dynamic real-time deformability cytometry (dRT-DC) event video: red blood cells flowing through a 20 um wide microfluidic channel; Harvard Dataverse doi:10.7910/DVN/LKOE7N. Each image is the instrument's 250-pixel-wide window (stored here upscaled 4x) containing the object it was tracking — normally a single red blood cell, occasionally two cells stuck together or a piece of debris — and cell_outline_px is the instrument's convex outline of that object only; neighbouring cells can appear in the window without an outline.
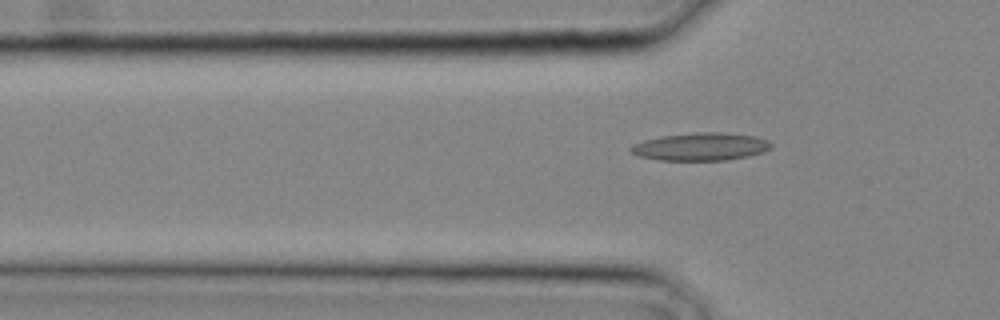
{"species": "common noctule bat (a hibernating species)", "species_latin": "Nyctalus noctula", "temperature_condition": "cold", "stored_images_in_passage": 4, "camera_frame_rate_fps": 3000, "um_per_image_px": 0.085, "animal": {"sex": "male", "body_mass_g": 20.4}, "frame": {"image": 1, "passage_image": 4, "time_ms": 1.0, "image_size_px": [1000, 320], "cell_outline_px": [[772, 148], [764, 152], [748, 156], [728, 160], [660, 160], [640, 156], [632, 152], [628, 148], [632, 144], [644, 140], [660, 136], [700, 132], [720, 132], [756, 136], [768, 140], [772, 144]], "centroid_in_image_um": [59.59, 12.46], "position_along_channel_um": 66.2, "area_um2": 22.77}}